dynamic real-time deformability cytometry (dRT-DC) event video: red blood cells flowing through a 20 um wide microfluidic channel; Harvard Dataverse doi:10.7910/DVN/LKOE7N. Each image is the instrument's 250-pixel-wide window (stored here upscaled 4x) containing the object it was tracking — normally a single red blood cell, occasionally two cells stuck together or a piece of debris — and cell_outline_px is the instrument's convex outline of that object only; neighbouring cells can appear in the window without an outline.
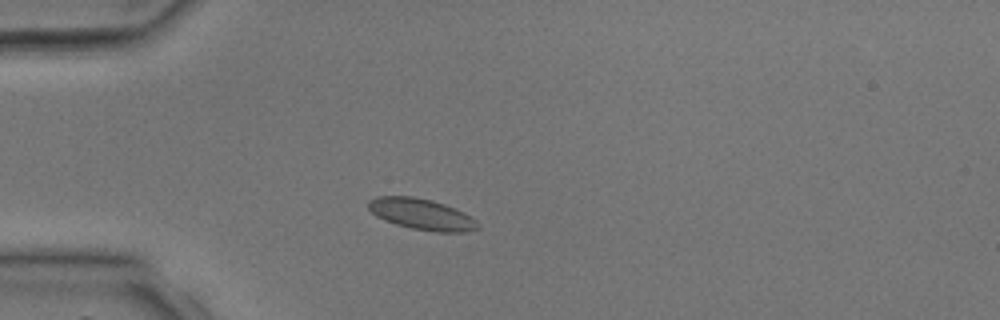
{"species": "common noctule bat (a hibernating species)", "species_latin": "Nyctalus noctula", "temperature_condition": "room temperature", "stored_images_in_passage": 3, "camera_frame_rate_fps": 3000, "um_per_image_px": 0.085, "animal": {"sex": "male", "body_mass_g": 17.9, "forearm_length_mm": 54.2}, "frame": {"image": 1, "passage_image": 2, "time_ms": 1.333, "image_size_px": [1000, 320], "cell_outline_px": [[480, 228], [464, 232], [436, 232], [412, 228], [396, 224], [384, 220], [376, 216], [368, 208], [368, 200], [376, 196], [412, 196], [432, 200], [444, 204], [464, 212], [476, 220], [480, 224]], "centroid_in_image_um": [35.84, 18.2], "position_along_channel_um": 49.2, "area_um2": 19.88}}